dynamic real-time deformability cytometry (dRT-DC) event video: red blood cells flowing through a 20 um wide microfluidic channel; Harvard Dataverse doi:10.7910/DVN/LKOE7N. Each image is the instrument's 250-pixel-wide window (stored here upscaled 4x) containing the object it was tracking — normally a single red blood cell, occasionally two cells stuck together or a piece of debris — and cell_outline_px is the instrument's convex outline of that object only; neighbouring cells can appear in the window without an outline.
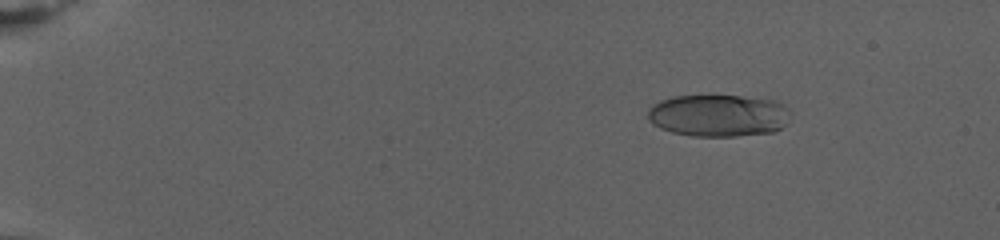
{"species": "human", "species_latin": "Homo sapiens", "temperature_condition": "warm", "stored_images_in_passage": 83, "camera_frame_rate_fps": 3000, "um_per_image_px": 0.085, "donor": {"sex": "female"}, "frame": {"image": 1, "passage_image": 13, "time_ms": 4.0, "image_size_px": [1000, 240], "cell_outline_px": [[792, 112], [784, 124], [780, 128], [772, 132], [736, 136], [692, 136], [672, 132], [660, 128], [652, 124], [648, 120], [648, 108], [652, 104], [660, 100], [672, 96], [712, 92], [716, 92], [772, 100], [784, 104]], "centroid_in_image_um": [61.02, 9.76], "position_along_channel_um": 24.0, "area_um2": 36.3}}
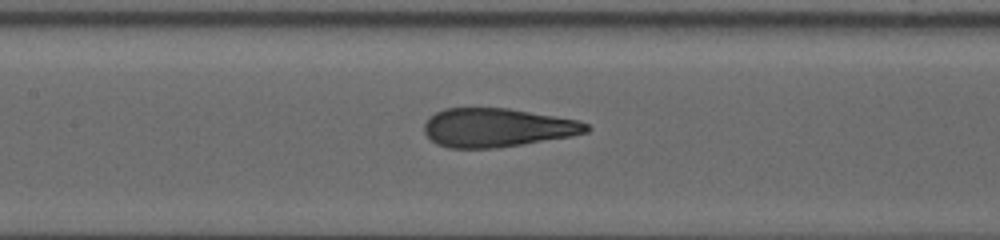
{"frame": {"image": 2, "passage_image": 43, "time_ms": 14.0, "image_size_px": [1000, 240], "cell_outline_px": [[592, 128], [588, 132], [572, 136], [496, 148], [448, 148], [436, 144], [424, 132], [424, 124], [428, 116], [444, 108], [508, 108], [580, 120], [588, 124]], "centroid_in_image_um": [42.26, 10.84], "position_along_channel_um": 165.1, "area_um2": 36.82}}
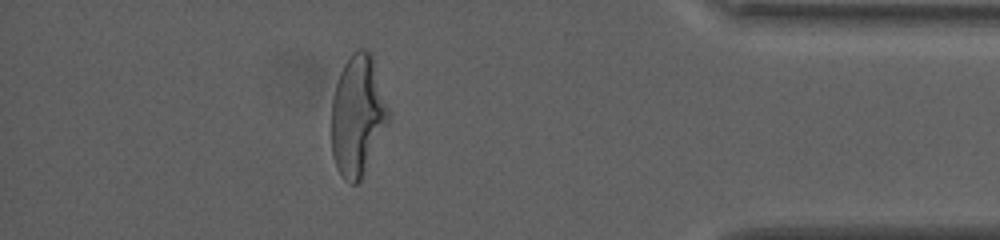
{"frame": {"image": 3, "passage_image": 74, "time_ms": 24.333, "image_size_px": [1000, 240], "cell_outline_px": [[388, 120], [360, 180], [356, 184], [352, 184], [344, 180], [336, 168], [332, 156], [332, 100], [336, 84], [340, 72], [344, 64], [352, 52], [360, 48], [364, 48], [372, 52], [388, 108]], "centroid_in_image_um": [30.37, 9.78], "position_along_channel_um": 404.8, "area_um2": 39.54}, "authors_computed_cell_mechanics": {"area_um2": 37.1654, "velocity_mm_per_s": 2.6234, "shape_relaxation_time_tau1_ms": 7.7827, "shape_relaxation_time_tau2_ms": null, "deformation_change_tau1": 0.2614, "deformation_change_tau2": null}}